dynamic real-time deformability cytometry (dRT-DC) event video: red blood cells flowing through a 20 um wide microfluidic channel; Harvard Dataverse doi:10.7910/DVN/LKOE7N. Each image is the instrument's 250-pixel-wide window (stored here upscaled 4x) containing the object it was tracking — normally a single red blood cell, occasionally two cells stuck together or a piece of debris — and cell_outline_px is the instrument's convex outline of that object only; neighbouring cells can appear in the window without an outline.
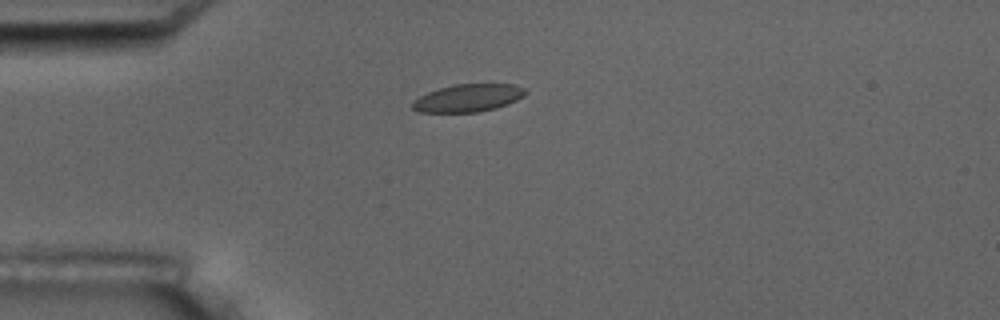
{"species": "common noctule bat (a hibernating species)", "species_latin": "Nyctalus noctula", "temperature_condition": "room temperature", "stored_images_in_passage": 10, "camera_frame_rate_fps": 3000, "um_per_image_px": 0.085, "animal": {"sex": "male", "body_mass_g": 17.5, "forearm_length_mm": 52.3}, "frame": {"image": 1, "passage_image": 1, "time_ms": 0.0, "image_size_px": [1000, 320], "cell_outline_px": [[528, 92], [524, 96], [508, 104], [496, 108], [480, 112], [420, 112], [412, 108], [412, 100], [428, 92], [452, 84], [516, 84], [524, 88]], "centroid_in_image_um": [39.81, 8.32], "position_along_channel_um": 45.2, "area_um2": 18.32}}
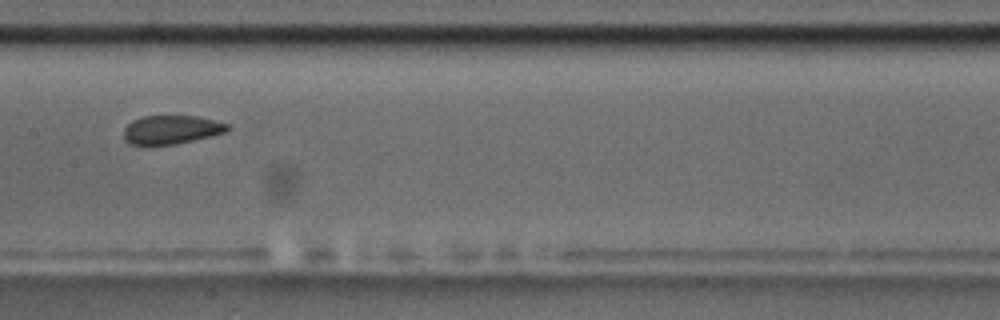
{"frame": {"image": 2, "passage_image": 5, "time_ms": 4.667, "image_size_px": [1000, 320], "cell_outline_px": [[232, 128], [224, 132], [212, 136], [176, 144], [144, 148], [128, 144], [124, 140], [124, 128], [132, 120], [144, 116], [196, 116], [228, 124]], "centroid_in_image_um": [14.48, 11.07], "position_along_channel_um": 192.9, "area_um2": 17.92}, "authors_computed_cell_mechanics": {"area_um2": 18.0914, "velocity_mm_per_s": 3.5746, "shape_relaxation_time_tau1_ms": 8.0963, "shape_relaxation_time_tau2_ms": null, "deformation_change_tau1": 0.1162, "deformation_change_tau2": null}}